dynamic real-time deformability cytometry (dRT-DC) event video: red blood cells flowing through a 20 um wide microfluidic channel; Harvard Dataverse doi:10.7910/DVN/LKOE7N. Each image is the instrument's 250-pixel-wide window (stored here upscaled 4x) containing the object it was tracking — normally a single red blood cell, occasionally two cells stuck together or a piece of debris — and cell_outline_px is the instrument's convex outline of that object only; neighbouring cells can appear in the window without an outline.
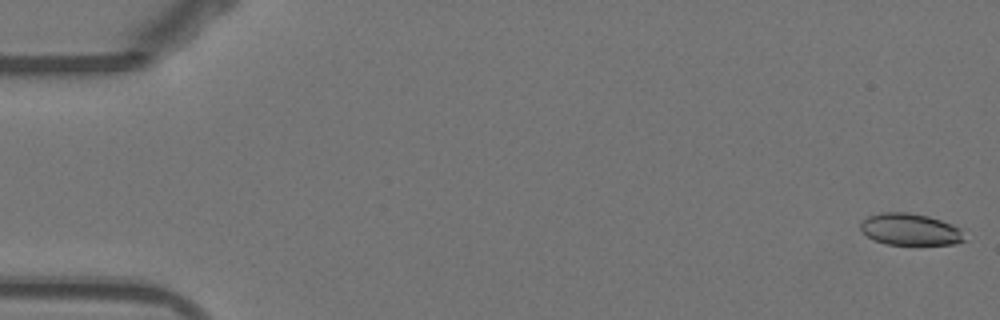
{"species": "Egyptian fruit bat (a non-hibernating species)", "species_latin": "Rousettus aegyptiacus", "temperature_condition": "warm", "stored_images_in_passage": 15, "camera_frame_rate_fps": 3000, "um_per_image_px": 0.085, "animal": {"sex": "female"}, "frame": {"image": 1, "passage_image": 1, "time_ms": 0.0, "image_size_px": [1000, 320], "cell_outline_px": [[964, 240], [956, 244], [888, 244], [872, 240], [860, 232], [860, 224], [868, 216], [880, 212], [908, 212], [928, 216], [952, 224], [960, 228]], "centroid_in_image_um": [77.31, 19.49], "position_along_channel_um": 7.7, "area_um2": 19.25}}
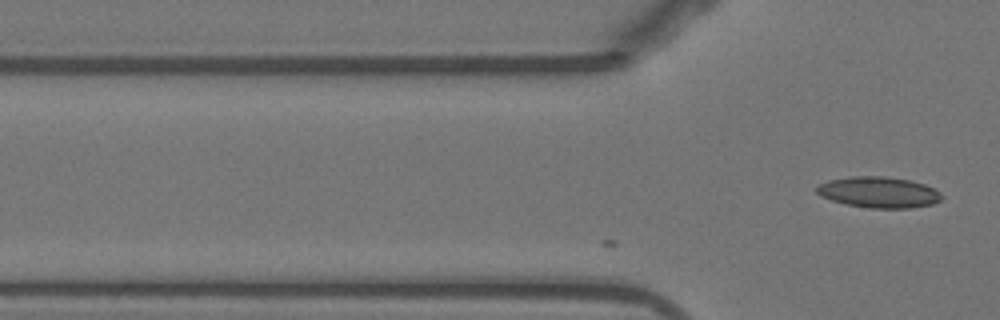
{"frame": {"image": 2, "passage_image": 15, "time_ms": 4.667, "image_size_px": [1000, 320], "cell_outline_px": [[940, 200], [932, 204], [908, 208], [872, 208], [848, 204], [832, 200], [820, 196], [816, 192], [816, 188], [820, 184], [828, 180], [848, 176], [888, 176], [908, 180], [924, 184], [940, 192]], "centroid_in_image_um": [74.66, 16.33], "position_along_channel_um": 51.1, "area_um2": 22.37}}